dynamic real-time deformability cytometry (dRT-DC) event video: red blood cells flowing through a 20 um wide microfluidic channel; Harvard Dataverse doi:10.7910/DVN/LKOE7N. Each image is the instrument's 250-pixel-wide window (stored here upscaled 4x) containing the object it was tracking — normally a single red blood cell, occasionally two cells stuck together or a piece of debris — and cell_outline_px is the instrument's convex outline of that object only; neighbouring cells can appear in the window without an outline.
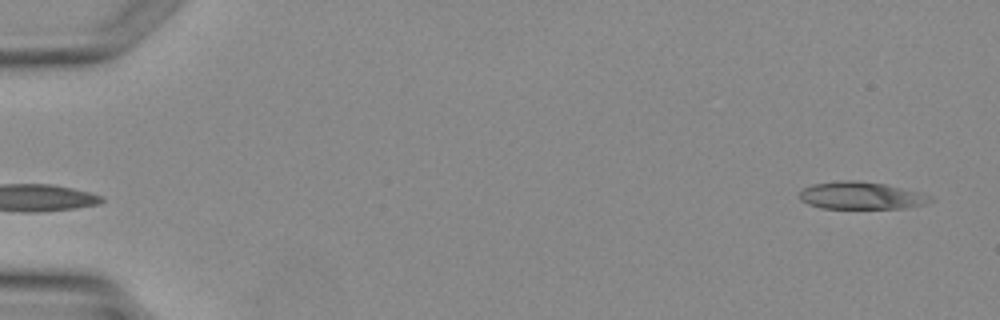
{"species": "Egyptian fruit bat (a non-hibernating species)", "species_latin": "Rousettus aegyptiacus", "temperature_condition": "warm", "stored_images_in_passage": 4, "camera_frame_rate_fps": 3000, "um_per_image_px": 0.085, "animal": {"sex": "female"}, "frame": {"image": 1, "passage_image": 1, "time_ms": 0.0, "image_size_px": [1000, 320], "cell_outline_px": [[936, 200], [924, 204], [904, 208], [820, 208], [808, 204], [800, 200], [800, 192], [804, 188], [812, 184], [844, 180], [856, 180], [884, 184], [920, 192], [932, 196]], "centroid_in_image_um": [73.22, 16.63], "position_along_channel_um": 11.8, "area_um2": 20.87}}
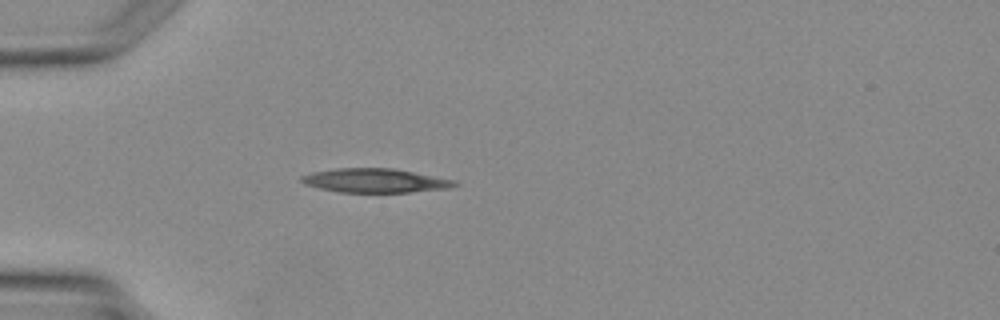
{"frame": {"image": 2, "passage_image": 4, "time_ms": 3.333, "image_size_px": [1000, 320], "cell_outline_px": [[460, 184], [448, 188], [408, 192], [340, 192], [320, 188], [304, 184], [300, 180], [300, 176], [312, 172], [336, 168], [392, 168], [456, 180]], "centroid_in_image_um": [31.87, 15.34], "position_along_channel_um": 53.1, "area_um2": 21.33}}